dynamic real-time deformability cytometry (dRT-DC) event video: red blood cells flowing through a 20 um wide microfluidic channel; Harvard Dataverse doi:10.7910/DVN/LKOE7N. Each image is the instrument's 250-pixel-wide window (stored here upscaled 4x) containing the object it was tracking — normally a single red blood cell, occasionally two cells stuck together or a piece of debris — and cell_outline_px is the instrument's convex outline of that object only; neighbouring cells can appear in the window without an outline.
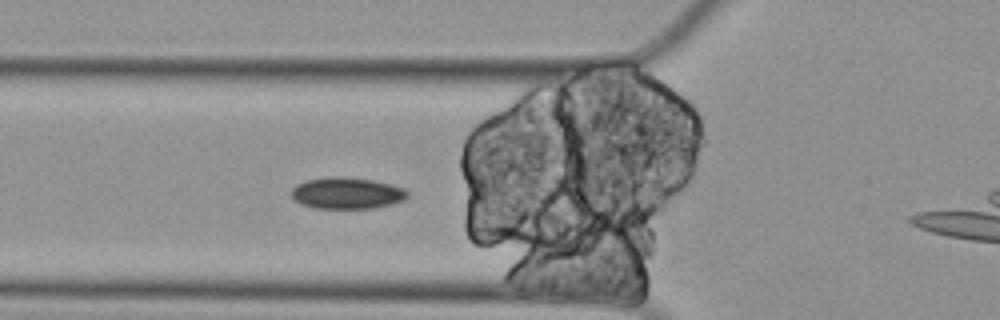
{"species": "Egyptian fruit bat (a non-hibernating species)", "species_latin": "Rousettus aegyptiacus", "temperature_condition": "cold", "stored_images_in_passage": 30, "camera_frame_rate_fps": 3000, "um_per_image_px": 0.085, "animal": {"sex": "female"}, "frame": {"image": 1, "passage_image": 2, "time_ms": 0.333, "image_size_px": [1000, 320], "cell_outline_px": [[408, 196], [404, 200], [392, 204], [376, 208], [312, 208], [300, 204], [292, 200], [292, 188], [296, 184], [304, 180], [336, 176], [372, 180], [392, 184], [404, 188], [408, 192]], "centroid_in_image_um": [29.47, 16.42], "position_along_channel_um": 96.3, "area_um2": 21.5}}
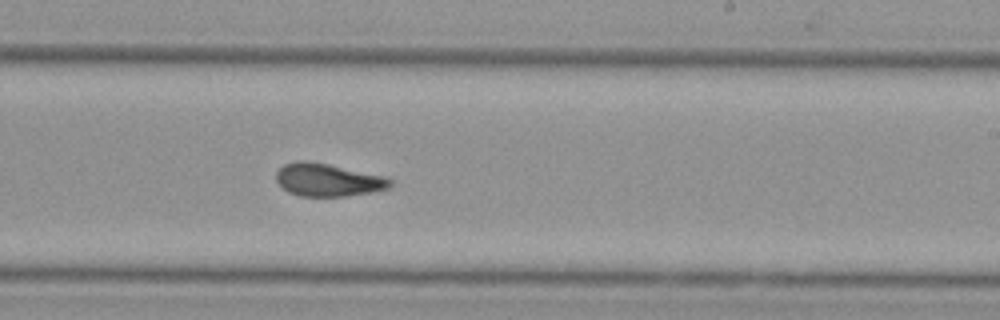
{"frame": {"image": 2, "passage_image": 17, "time_ms": 5.333, "image_size_px": [1000, 320], "cell_outline_px": [[392, 184], [388, 188], [372, 192], [344, 196], [300, 196], [288, 192], [276, 180], [276, 172], [284, 164], [296, 160], [308, 160], [388, 176], [392, 180]], "centroid_in_image_um": [27.89, 15.28], "position_along_channel_um": 261.1, "area_um2": 21.96}}
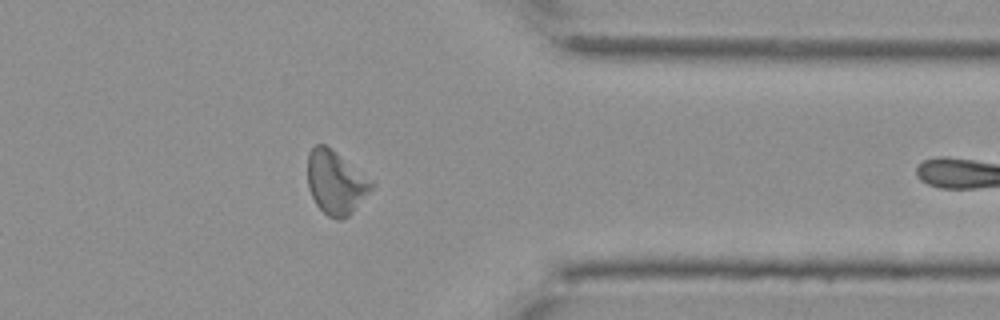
{"frame": {"image": 3, "passage_image": 29, "time_ms": 9.333, "image_size_px": [1000, 320], "cell_outline_px": [[376, 184], [352, 212], [348, 216], [340, 220], [336, 220], [328, 216], [316, 204], [308, 188], [308, 152], [316, 144], [324, 144], [332, 148]], "centroid_in_image_um": [28.53, 15.5], "position_along_channel_um": 382.9, "area_um2": 23.52}}